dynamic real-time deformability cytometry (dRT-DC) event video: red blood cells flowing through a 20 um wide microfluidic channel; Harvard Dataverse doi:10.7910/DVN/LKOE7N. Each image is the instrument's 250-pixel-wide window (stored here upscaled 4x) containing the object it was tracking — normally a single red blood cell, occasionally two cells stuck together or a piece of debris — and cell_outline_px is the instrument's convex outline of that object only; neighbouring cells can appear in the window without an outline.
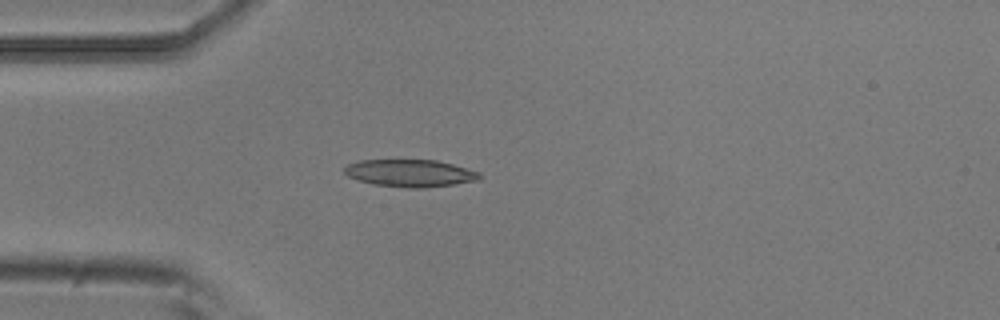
{"species": "common noctule bat (a hibernating species)", "species_latin": "Nyctalus noctula", "temperature_condition": "room temperature", "stored_images_in_passage": 4, "camera_frame_rate_fps": 3000, "um_per_image_px": 0.085, "animal": {"sex": "male", "body_mass_g": 20.5, "forearm_length_mm": 52.5}, "frame": {"image": 1, "passage_image": 4, "time_ms": 1.0, "image_size_px": [1000, 320], "cell_outline_px": [[480, 180], [424, 188], [408, 188], [372, 184], [348, 176], [344, 172], [344, 168], [348, 164], [360, 160], [436, 160], [452, 164], [480, 172]], "centroid_in_image_um": [34.86, 14.72], "position_along_channel_um": 50.1, "area_um2": 21.39}}